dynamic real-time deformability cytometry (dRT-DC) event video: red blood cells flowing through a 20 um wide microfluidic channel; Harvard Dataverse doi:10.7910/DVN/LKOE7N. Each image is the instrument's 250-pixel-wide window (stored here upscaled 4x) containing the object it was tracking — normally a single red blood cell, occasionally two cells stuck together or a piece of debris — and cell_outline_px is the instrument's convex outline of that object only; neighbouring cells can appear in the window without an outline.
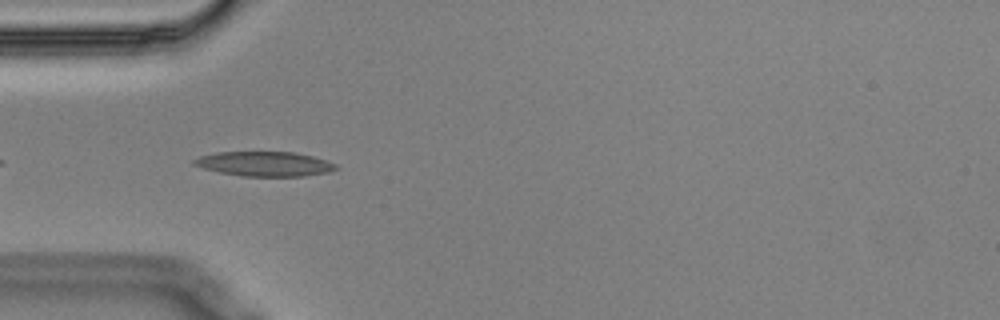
{"species": "Egyptian fruit bat (a non-hibernating species)", "species_latin": "Rousettus aegyptiacus", "temperature_condition": "cold", "stored_images_in_passage": 42, "camera_frame_rate_fps": 3000, "um_per_image_px": 0.085, "animal": {"sex": "male"}, "frame": {"image": 1, "passage_image": 3, "time_ms": 0.667, "image_size_px": [1000, 320], "cell_outline_px": [[340, 168], [328, 172], [304, 176], [244, 176], [220, 172], [204, 168], [192, 164], [192, 160], [200, 156], [216, 152], [296, 152], [312, 156], [336, 164]], "centroid_in_image_um": [22.5, 13.93], "position_along_channel_um": 62.5, "area_um2": 20.29}}
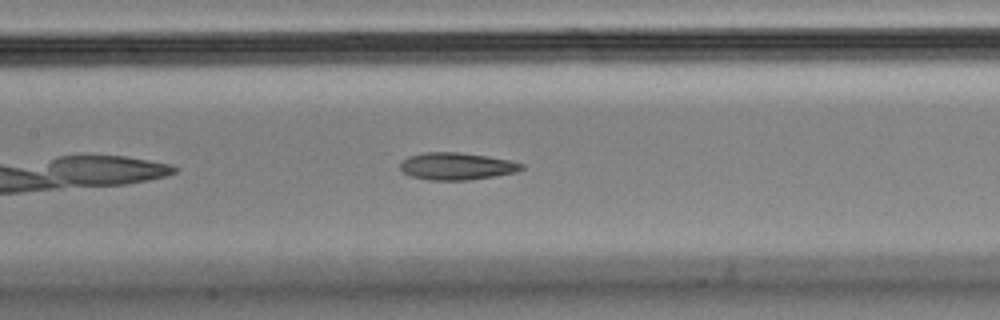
{"frame": {"image": 2, "passage_image": 12, "time_ms": 3.667, "image_size_px": [1000, 320], "cell_outline_px": [[524, 168], [516, 172], [496, 176], [468, 180], [432, 180], [412, 176], [404, 172], [400, 168], [400, 160], [408, 156], [428, 152], [460, 152], [488, 156], [508, 160], [524, 164]], "centroid_in_image_um": [38.82, 14.12], "position_along_channel_um": 168.6, "area_um2": 19.25}}
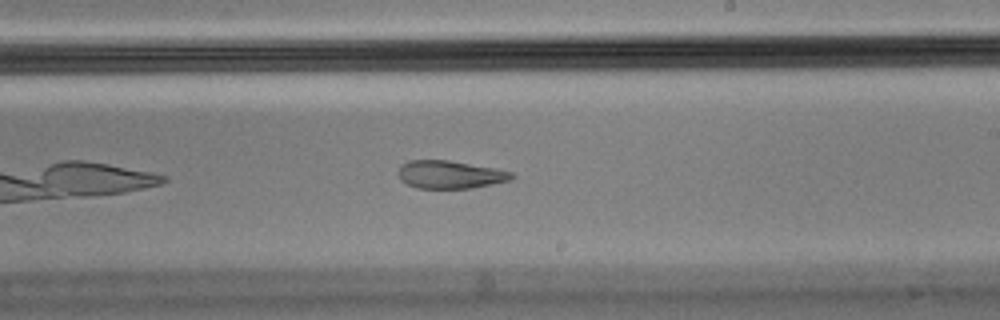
{"frame": {"image": 3, "passage_image": 19, "time_ms": 6.0, "image_size_px": [1000, 320], "cell_outline_px": [[516, 176], [512, 180], [472, 188], [416, 188], [400, 180], [400, 168], [408, 160], [448, 160], [496, 168], [512, 172]], "centroid_in_image_um": [38.31, 14.84], "position_along_channel_um": 250.7, "area_um2": 18.38}, "authors_computed_cell_mechanics": {"area_um2": 20.2878, "velocity_mm_per_s": 3.5432, "shape_relaxation_time_tau1_ms": null, "shape_relaxation_time_tau2_ms": 2.3452, "deformation_change_tau1": null, "deformation_change_tau2": 0.0864}}